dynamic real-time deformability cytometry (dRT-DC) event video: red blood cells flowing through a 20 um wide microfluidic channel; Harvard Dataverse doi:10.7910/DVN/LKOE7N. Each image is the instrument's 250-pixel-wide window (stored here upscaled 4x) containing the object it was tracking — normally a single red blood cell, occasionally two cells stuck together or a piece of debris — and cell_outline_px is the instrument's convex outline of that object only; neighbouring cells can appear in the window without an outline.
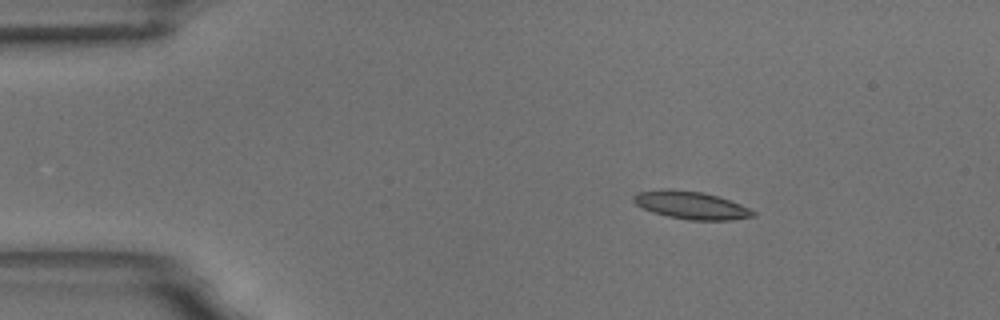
{"species": "common noctule bat (a hibernating species)", "species_latin": "Nyctalus noctula", "temperature_condition": "room temperature", "stored_images_in_passage": 28, "camera_frame_rate_fps": 3000, "um_per_image_px": 0.085, "animal": {"sex": "male", "body_mass_g": 18.8}, "frame": {"image": 1, "passage_image": 1, "time_ms": 0.0, "image_size_px": [1000, 320], "cell_outline_px": [[756, 216], [732, 220], [688, 220], [668, 216], [652, 212], [636, 204], [632, 200], [632, 196], [640, 192], [668, 188], [672, 188], [704, 192], [740, 204], [756, 212]], "centroid_in_image_um": [58.74, 17.44], "position_along_channel_um": 26.3, "area_um2": 19.31}}
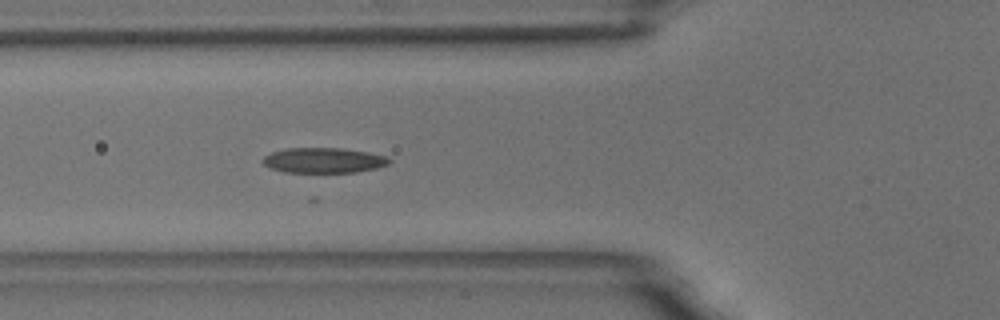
{"frame": {"image": 2, "passage_image": 13, "time_ms": 4.0, "image_size_px": [1000, 320], "cell_outline_px": [[392, 160], [388, 164], [376, 168], [356, 172], [284, 172], [272, 168], [264, 164], [264, 156], [272, 152], [288, 148], [340, 148], [368, 152], [388, 156]], "centroid_in_image_um": [27.56, 13.62], "position_along_channel_um": 98.2, "area_um2": 18.44}}
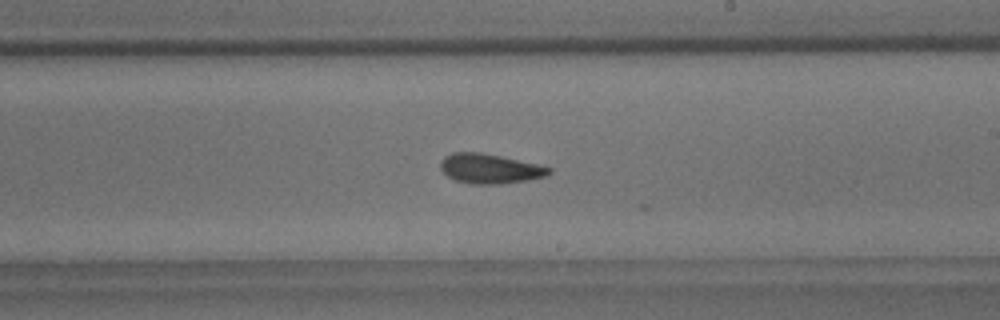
{"frame": {"image": 3, "passage_image": 26, "time_ms": 8.333, "image_size_px": [1000, 320], "cell_outline_px": [[552, 172], [544, 176], [528, 180], [500, 184], [472, 184], [456, 180], [448, 176], [440, 168], [440, 164], [444, 156], [452, 152], [480, 152], [500, 156], [536, 164], [552, 168]], "centroid_in_image_um": [41.62, 14.33], "position_along_channel_um": 247.4, "area_um2": 18.61}}